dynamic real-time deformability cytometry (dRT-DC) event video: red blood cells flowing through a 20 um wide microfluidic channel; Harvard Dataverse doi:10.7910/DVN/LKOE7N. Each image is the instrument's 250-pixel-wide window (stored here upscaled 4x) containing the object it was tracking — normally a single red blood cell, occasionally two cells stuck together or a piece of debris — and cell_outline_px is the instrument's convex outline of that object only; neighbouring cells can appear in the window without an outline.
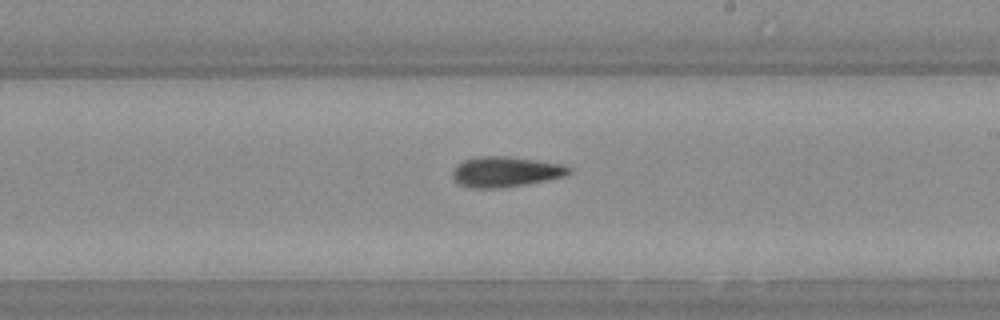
{"species": "Egyptian fruit bat (a non-hibernating species)", "species_latin": "Rousettus aegyptiacus", "temperature_condition": "warm", "stored_images_in_passage": 27, "camera_frame_rate_fps": 3000, "um_per_image_px": 0.085, "animal": {"sex": "female"}, "frame": {"image": 1, "passage_image": 15, "time_ms": 4.667, "image_size_px": [1000, 320], "cell_outline_px": [[572, 172], [564, 176], [524, 184], [496, 188], [472, 188], [460, 184], [452, 176], [452, 172], [464, 160], [480, 156], [504, 156], [556, 164], [572, 168]], "centroid_in_image_um": [42.93, 14.61], "position_along_channel_um": 246.1, "area_um2": 19.83}}